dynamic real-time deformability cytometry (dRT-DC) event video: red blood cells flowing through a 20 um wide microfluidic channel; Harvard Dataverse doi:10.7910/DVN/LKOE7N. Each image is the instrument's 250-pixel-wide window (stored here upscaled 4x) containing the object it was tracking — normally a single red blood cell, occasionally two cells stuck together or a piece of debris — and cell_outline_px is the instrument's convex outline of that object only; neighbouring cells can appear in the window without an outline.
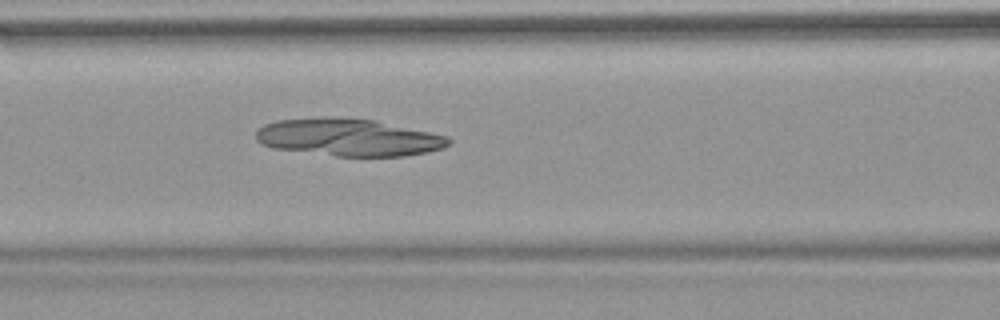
{"species": "common noctule bat (a hibernating species)", "species_latin": "Nyctalus noctula", "temperature_condition": "warm", "stored_images_in_passage": 36, "camera_frame_rate_fps": 3000, "um_per_image_px": 0.085, "animal": {"sex": "female", "body_mass_g": 18.4}, "frame": {"image": 1, "passage_image": 6, "time_ms": 1.667, "image_size_px": [1000, 320], "cell_outline_px": [[452, 140], [444, 148], [404, 156], [336, 156], [272, 148], [260, 144], [256, 140], [256, 132], [264, 124], [276, 120], [332, 116], [336, 116], [376, 120], [448, 136]], "centroid_in_image_um": [29.59, 11.66], "position_along_channel_um": 137.0, "area_um2": 42.19}}